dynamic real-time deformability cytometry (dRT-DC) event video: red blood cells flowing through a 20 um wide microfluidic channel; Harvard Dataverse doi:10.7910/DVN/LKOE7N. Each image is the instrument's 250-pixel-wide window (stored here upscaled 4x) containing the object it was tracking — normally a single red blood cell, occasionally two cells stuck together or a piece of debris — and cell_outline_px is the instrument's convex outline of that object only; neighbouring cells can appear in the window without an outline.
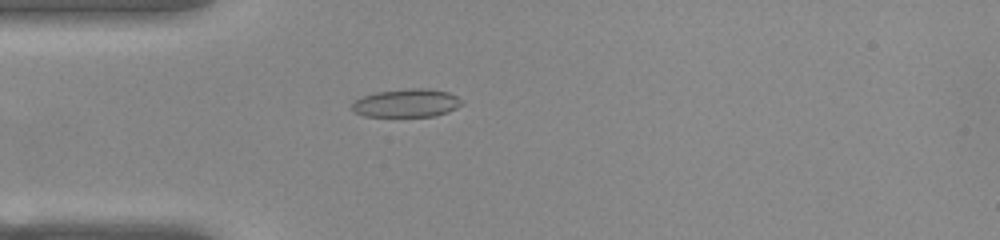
{"species": "common noctule bat (a hibernating species)", "species_latin": "Nyctalus noctula", "temperature_condition": "warm", "stored_images_in_passage": 42, "camera_frame_rate_fps": 3000, "um_per_image_px": 0.085, "animal": {"sex": "female", "body_mass_g": 22.0, "forearm_length_mm": 56.7}, "frame": {"image": 1, "passage_image": 4, "time_ms": 1.0, "image_size_px": [1000, 240], "cell_outline_px": [[464, 104], [448, 112], [436, 116], [364, 116], [356, 112], [352, 108], [352, 104], [360, 96], [376, 92], [412, 88], [428, 88], [448, 92], [464, 100]], "centroid_in_image_um": [34.6, 8.75], "position_along_channel_um": 50.4, "area_um2": 18.15}}
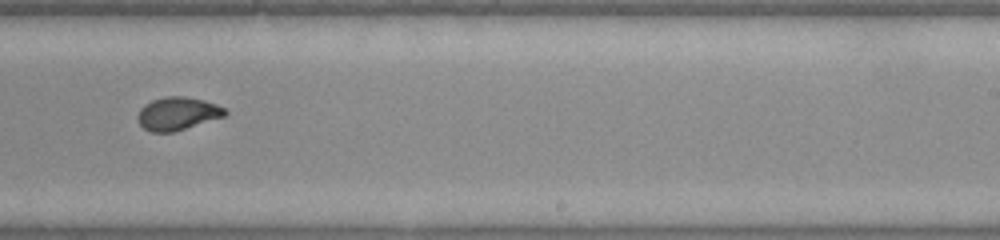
{"frame": {"image": 2, "passage_image": 22, "time_ms": 7.0, "image_size_px": [1000, 240], "cell_outline_px": [[228, 112], [224, 116], [172, 132], [152, 132], [144, 128], [136, 120], [136, 116], [140, 108], [144, 104], [152, 100], [164, 96], [184, 96], [204, 100], [216, 104], [224, 108]], "centroid_in_image_um": [15.04, 9.64], "position_along_channel_um": 274.0, "area_um2": 16.76}}
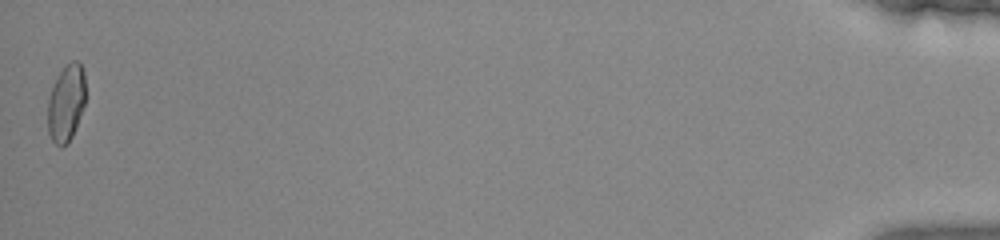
{"frame": {"image": 3, "passage_image": 42, "time_ms": 13.667, "image_size_px": [1000, 240], "cell_outline_px": [[84, 104], [72, 136], [68, 144], [60, 148], [52, 140], [48, 132], [48, 100], [56, 76], [64, 64], [72, 60], [76, 60], [84, 68]], "centroid_in_image_um": [5.61, 8.73], "position_along_channel_um": 429.6, "area_um2": 16.99}, "authors_computed_cell_mechanics": {"area_um2": 16.8198, "velocity_mm_per_s": 3.8595, "shape_relaxation_time_tau1_ms": null, "shape_relaxation_time_tau2_ms": 0.8044, "deformation_change_tau1": null, "deformation_change_tau2": 0.0543}}